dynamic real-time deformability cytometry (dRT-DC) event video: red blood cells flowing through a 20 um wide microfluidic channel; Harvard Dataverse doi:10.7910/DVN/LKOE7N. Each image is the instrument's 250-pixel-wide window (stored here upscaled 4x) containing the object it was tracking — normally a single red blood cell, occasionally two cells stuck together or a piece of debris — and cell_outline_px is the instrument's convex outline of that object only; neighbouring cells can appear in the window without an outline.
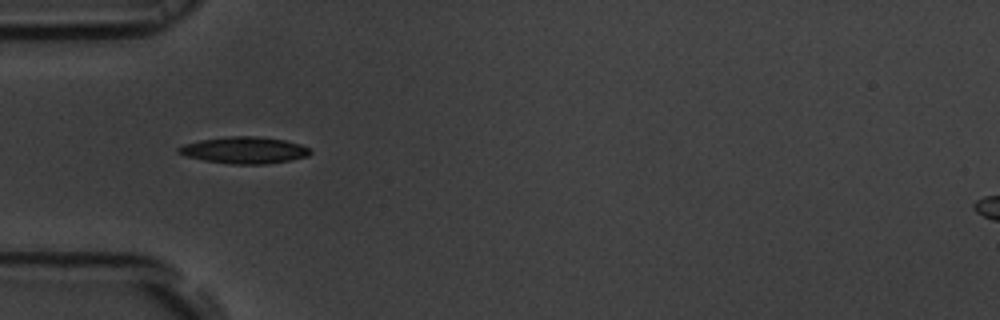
{"species": "common noctule bat (a hibernating species)", "species_latin": "Nyctalus noctula", "temperature_condition": "room temperature", "stored_images_in_passage": 39, "camera_frame_rate_fps": 3000, "um_per_image_px": 0.085, "animal": {"sex": "male", "body_mass_g": 19.5, "forearm_length_mm": 54.6}, "frame": {"image": 1, "passage_image": 1, "time_ms": 0.0, "image_size_px": [1000, 320], "cell_outline_px": [[312, 152], [308, 156], [292, 160], [268, 164], [232, 164], [204, 160], [188, 156], [176, 152], [176, 148], [184, 144], [200, 140], [228, 136], [256, 136], [284, 140], [300, 144], [308, 148]], "centroid_in_image_um": [20.77, 12.76], "position_along_channel_um": 64.2, "area_um2": 20.46}}
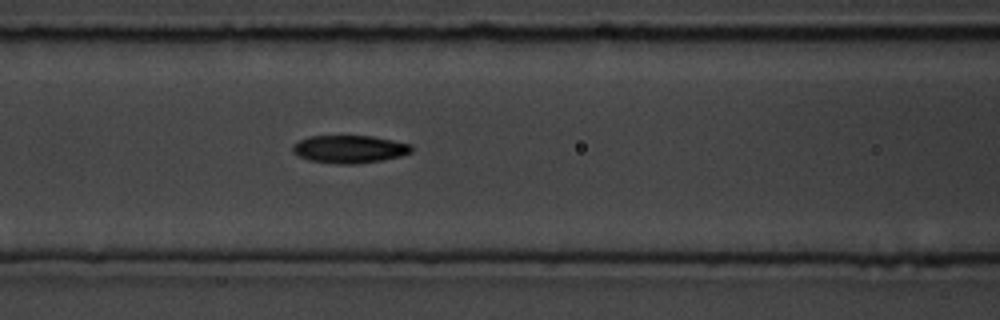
{"frame": {"image": 2, "passage_image": 7, "time_ms": 2.0, "image_size_px": [1000, 320], "cell_outline_px": [[412, 152], [400, 156], [384, 160], [356, 164], [336, 164], [308, 160], [292, 152], [292, 144], [308, 136], [372, 136], [412, 144]], "centroid_in_image_um": [29.7, 12.68], "position_along_channel_um": 136.9, "area_um2": 19.36}}
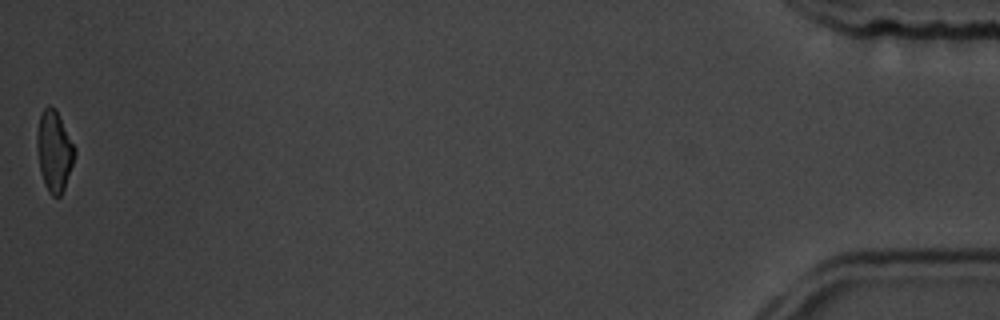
{"frame": {"image": 3, "passage_image": 39, "time_ms": 12.667, "image_size_px": [1000, 320], "cell_outline_px": [[76, 152], [64, 188], [60, 196], [52, 196], [48, 192], [44, 184], [40, 172], [36, 148], [36, 136], [40, 116], [44, 108], [48, 104], [56, 108], [76, 148]], "centroid_in_image_um": [4.59, 12.81], "position_along_channel_um": 430.6, "area_um2": 17.86}, "authors_computed_cell_mechanics": {"area_um2": 19.1318, "velocity_mm_per_s": 3.6805, "shape_relaxation_time_tau1_ms": 4.3851, "shape_relaxation_time_tau2_ms": 4.8111, "deformation_change_tau1": 0.1535, "deformation_change_tau2": 0.1218}}